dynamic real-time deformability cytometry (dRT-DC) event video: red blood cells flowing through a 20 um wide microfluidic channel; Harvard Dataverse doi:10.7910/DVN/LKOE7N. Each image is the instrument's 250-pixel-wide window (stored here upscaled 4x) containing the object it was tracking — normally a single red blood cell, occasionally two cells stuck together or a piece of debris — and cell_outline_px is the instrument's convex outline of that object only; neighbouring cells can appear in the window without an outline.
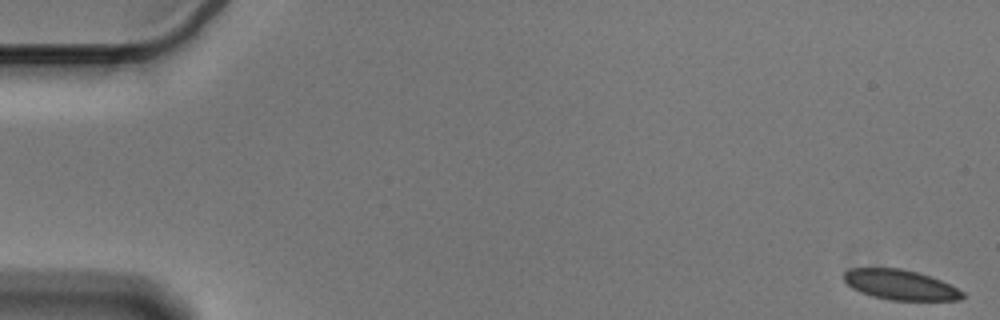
{"species": "Egyptian fruit bat (a non-hibernating species)", "species_latin": "Rousettus aegyptiacus", "temperature_condition": "cold", "stored_images_in_passage": 56, "camera_frame_rate_fps": 3000, "um_per_image_px": 0.085, "animal": {"sex": "male"}, "frame": {"image": 1, "passage_image": 1, "time_ms": 0.0, "image_size_px": [1000, 320], "cell_outline_px": [[964, 296], [960, 300], [888, 300], [872, 296], [860, 292], [852, 288], [844, 280], [844, 272], [852, 268], [900, 268], [916, 272], [940, 280], [964, 292]], "centroid_in_image_um": [76.5, 24.21], "position_along_channel_um": 8.5, "area_um2": 20.58}}
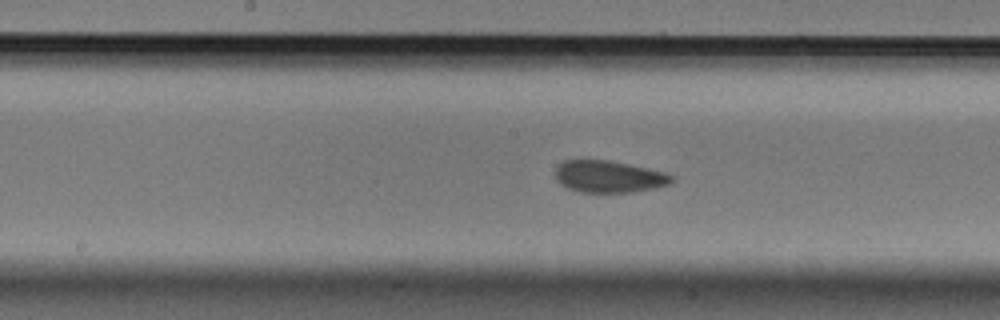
{"frame": {"image": 2, "passage_image": 29, "time_ms": 9.333, "image_size_px": [1000, 320], "cell_outline_px": [[676, 180], [668, 184], [652, 188], [632, 192], [580, 192], [568, 188], [560, 184], [556, 180], [556, 168], [564, 160], [608, 160], [668, 172], [676, 176]], "centroid_in_image_um": [51.79, 15.01], "position_along_channel_um": 196.4, "area_um2": 21.73}}
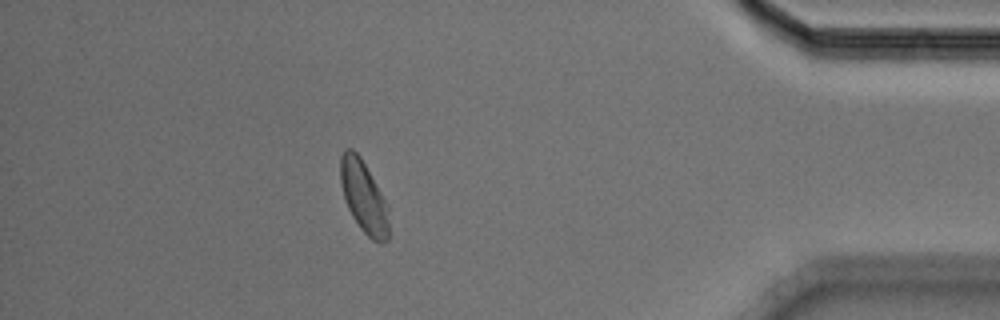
{"frame": {"image": 3, "passage_image": 50, "time_ms": 16.333, "image_size_px": [1000, 320], "cell_outline_px": [[388, 240], [380, 244], [372, 240], [360, 228], [352, 216], [348, 208], [340, 184], [340, 156], [344, 148], [352, 148], [360, 156], [388, 204]], "centroid_in_image_um": [30.91, 16.72], "position_along_channel_um": 404.3, "area_um2": 20.4}, "authors_computed_cell_mechanics": {"area_um2": 21.5883, "velocity_mm_per_s": 3.5682, "shape_relaxation_time_tau1_ms": 4.1809, "shape_relaxation_time_tau2_ms": 1.2822, "deformation_change_tau1": 0.0936, "deformation_change_tau2": 0.0485}}